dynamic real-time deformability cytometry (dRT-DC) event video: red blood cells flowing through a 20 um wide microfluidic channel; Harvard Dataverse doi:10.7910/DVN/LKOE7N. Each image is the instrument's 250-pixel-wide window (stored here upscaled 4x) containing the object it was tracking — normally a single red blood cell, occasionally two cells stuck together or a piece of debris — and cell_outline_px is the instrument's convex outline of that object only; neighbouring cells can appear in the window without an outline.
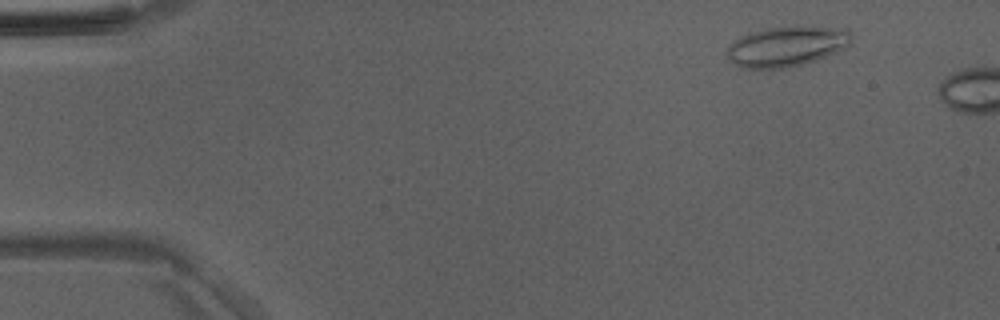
{"species": "Egyptian fruit bat (a non-hibernating species)", "species_latin": "Rousettus aegyptiacus", "temperature_condition": "room temperature", "stored_images_in_passage": 8, "camera_frame_rate_fps": 3000, "um_per_image_px": 0.085, "animal": {"sex": "male"}, "frame": {"image": 1, "passage_image": 5, "time_ms": 1.333, "image_size_px": [1000, 320], "cell_outline_px": [[852, 40], [844, 48], [836, 52], [816, 60], [784, 68], [744, 68], [736, 64], [728, 56], [728, 48], [740, 36], [752, 32], [768, 28], [848, 28], [852, 36]], "centroid_in_image_um": [66.89, 3.96], "position_along_channel_um": 18.1, "area_um2": 28.09}}